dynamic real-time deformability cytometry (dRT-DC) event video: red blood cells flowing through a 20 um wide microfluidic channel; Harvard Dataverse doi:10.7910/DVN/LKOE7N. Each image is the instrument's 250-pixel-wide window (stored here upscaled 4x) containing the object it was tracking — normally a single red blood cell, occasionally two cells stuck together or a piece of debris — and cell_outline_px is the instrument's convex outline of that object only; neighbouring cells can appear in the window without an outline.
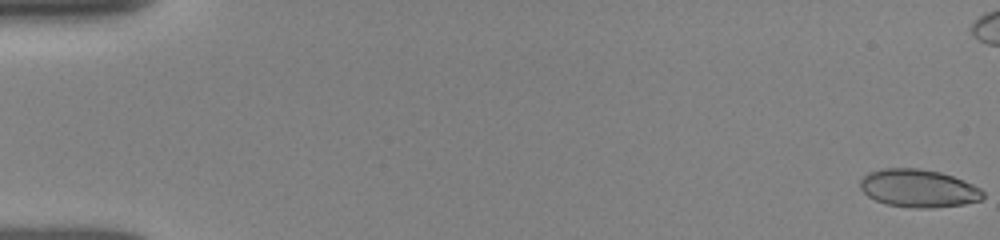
{"species": "human", "species_latin": "Homo sapiens", "temperature_condition": "room temperature", "stored_images_in_passage": 22, "camera_frame_rate_fps": 3000, "um_per_image_px": 0.085, "donor": {"sex": "female"}, "frame": {"image": 1, "passage_image": 1, "time_ms": 0.0, "image_size_px": [1000, 240], "cell_outline_px": [[984, 196], [980, 200], [964, 204], [932, 208], [912, 208], [888, 204], [876, 200], [868, 196], [860, 188], [860, 180], [868, 172], [884, 168], [916, 168], [940, 172], [964, 180], [980, 188], [984, 192]], "centroid_in_image_um": [78.07, 16.0], "position_along_channel_um": 6.9, "area_um2": 27.11}}
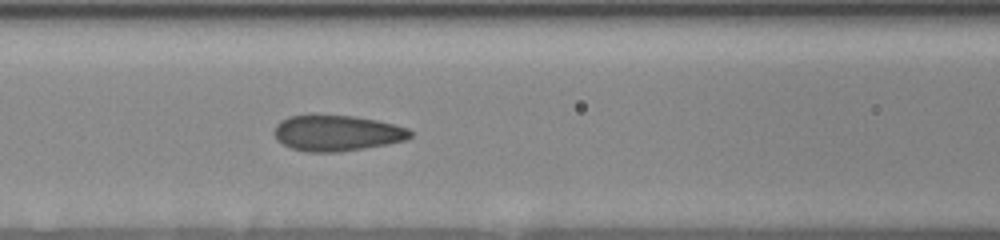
{"frame": {"image": 2, "passage_image": 19, "time_ms": 6.0, "image_size_px": [1000, 240], "cell_outline_px": [[412, 136], [408, 140], [388, 144], [340, 152], [308, 152], [292, 148], [276, 140], [272, 132], [276, 124], [280, 120], [288, 116], [312, 112], [352, 116], [376, 120], [408, 128], [412, 132]], "centroid_in_image_um": [28.58, 11.28], "position_along_channel_um": 138.0, "area_um2": 29.25}}
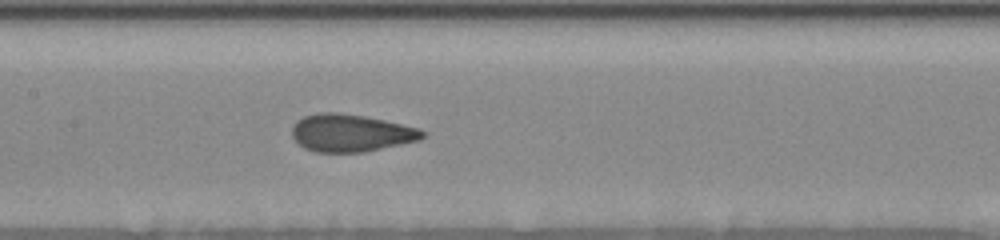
{"frame": {"image": 3, "passage_image": 22, "time_ms": 7.0, "image_size_px": [1000, 240], "cell_outline_px": [[428, 136], [420, 140], [364, 152], [316, 152], [304, 148], [292, 136], [292, 124], [296, 120], [304, 116], [320, 112], [336, 112], [364, 116], [384, 120], [420, 128]], "centroid_in_image_um": [29.83, 11.3], "position_along_channel_um": 177.6, "area_um2": 28.61}}